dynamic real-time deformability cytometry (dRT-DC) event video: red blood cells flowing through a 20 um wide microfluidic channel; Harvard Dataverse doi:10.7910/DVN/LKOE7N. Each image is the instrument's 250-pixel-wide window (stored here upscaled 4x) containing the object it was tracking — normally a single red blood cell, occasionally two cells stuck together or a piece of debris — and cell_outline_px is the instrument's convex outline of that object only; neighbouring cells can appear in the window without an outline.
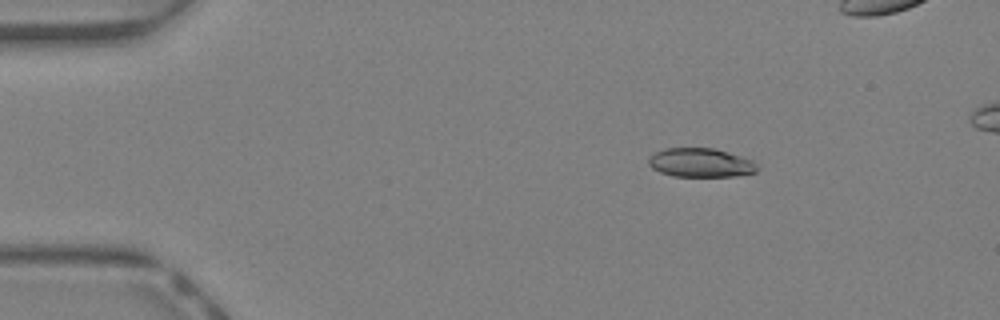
{"species": "Egyptian fruit bat (a non-hibernating species)", "species_latin": "Rousettus aegyptiacus", "temperature_condition": "warm", "stored_images_in_passage": 45, "camera_frame_rate_fps": 3000, "um_per_image_px": 0.085, "animal": {"sex": "female"}, "frame": {"image": 1, "passage_image": 7, "time_ms": 2.0, "image_size_px": [1000, 320], "cell_outline_px": [[760, 168], [756, 172], [736, 176], [672, 176], [660, 172], [652, 168], [648, 164], [648, 156], [664, 148], [716, 148], [752, 160]], "centroid_in_image_um": [59.54, 13.83], "position_along_channel_um": 25.5, "area_um2": 18.44}}
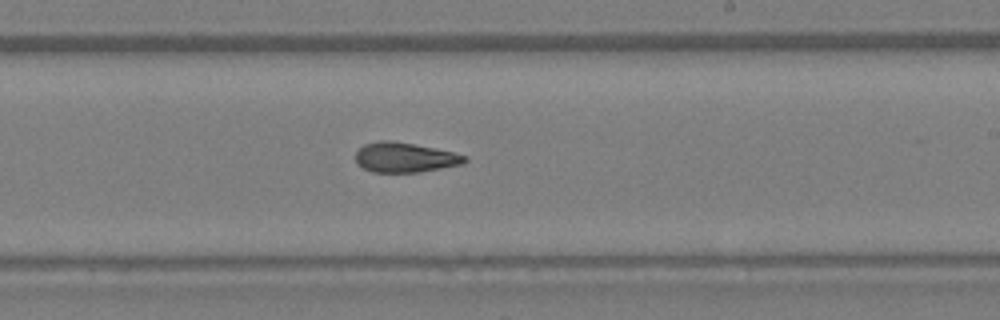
{"frame": {"image": 2, "passage_image": 27, "time_ms": 8.667, "image_size_px": [1000, 320], "cell_outline_px": [[468, 160], [464, 164], [420, 172], [372, 172], [356, 164], [356, 152], [364, 144], [380, 140], [392, 140], [436, 148], [468, 156]], "centroid_in_image_um": [34.43, 13.38], "position_along_channel_um": 254.6, "area_um2": 19.13}}
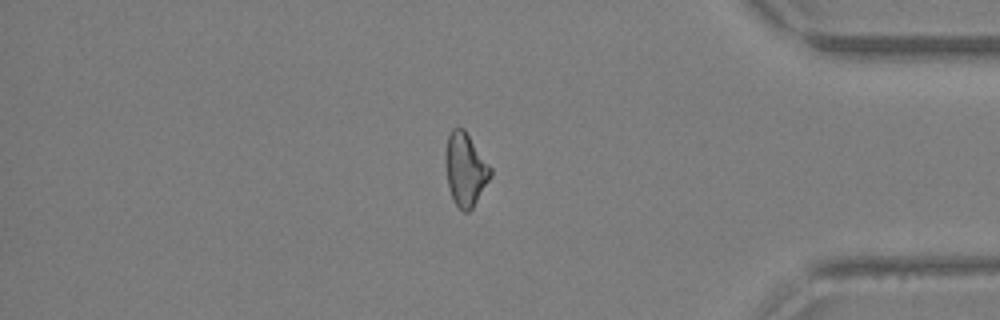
{"frame": {"image": 3, "passage_image": 38, "time_ms": 12.333, "image_size_px": [1000, 320], "cell_outline_px": [[492, 176], [472, 208], [468, 212], [464, 212], [456, 204], [448, 188], [444, 160], [444, 152], [448, 136], [452, 128], [464, 128], [492, 168]], "centroid_in_image_um": [39.55, 14.38], "position_along_channel_um": 395.7, "area_um2": 19.31}}